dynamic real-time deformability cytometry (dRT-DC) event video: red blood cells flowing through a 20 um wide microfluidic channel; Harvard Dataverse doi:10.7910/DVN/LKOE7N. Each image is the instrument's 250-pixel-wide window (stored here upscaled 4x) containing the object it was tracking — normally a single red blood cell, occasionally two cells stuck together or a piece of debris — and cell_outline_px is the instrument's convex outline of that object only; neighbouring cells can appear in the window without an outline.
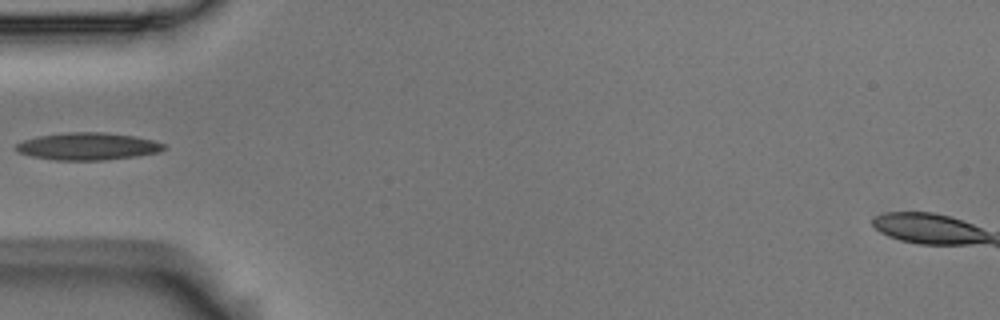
{"species": "Egyptian fruit bat (a non-hibernating species)", "species_latin": "Rousettus aegyptiacus", "temperature_condition": "room temperature", "stored_images_in_passage": 2, "camera_frame_rate_fps": 3000, "um_per_image_px": 0.085, "animal": {"sex": "male"}, "frame": {"image": 1, "passage_image": 1, "time_ms": 0.0, "image_size_px": [1000, 320], "cell_outline_px": [[168, 148], [160, 152], [136, 156], [104, 160], [56, 160], [32, 156], [20, 152], [16, 148], [16, 144], [24, 140], [40, 136], [64, 132], [104, 132], [132, 136], [152, 140], [164, 144]], "centroid_in_image_um": [7.5, 12.44], "position_along_channel_um": 77.5, "area_um2": 23.35}}
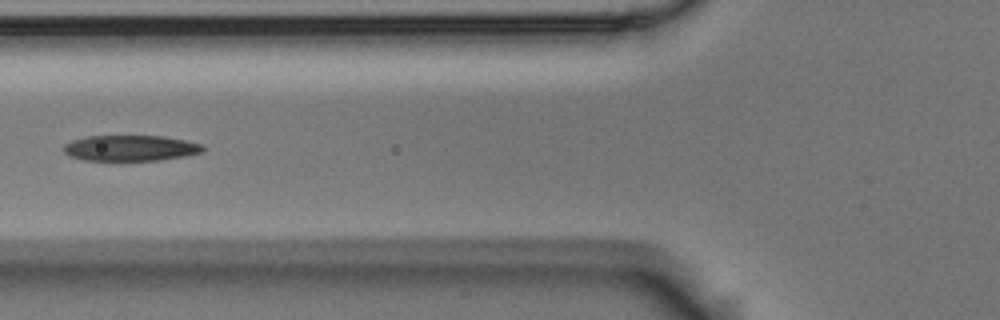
{"frame": {"image": 2, "passage_image": 2, "time_ms": 0.333, "image_size_px": [1000, 320], "cell_outline_px": [[204, 152], [184, 156], [160, 160], [84, 160], [68, 156], [64, 152], [64, 144], [72, 140], [88, 136], [160, 136], [184, 140], [200, 144], [204, 148]], "centroid_in_image_um": [11.06, 12.59], "position_along_channel_um": 114.7, "area_um2": 20.75}}